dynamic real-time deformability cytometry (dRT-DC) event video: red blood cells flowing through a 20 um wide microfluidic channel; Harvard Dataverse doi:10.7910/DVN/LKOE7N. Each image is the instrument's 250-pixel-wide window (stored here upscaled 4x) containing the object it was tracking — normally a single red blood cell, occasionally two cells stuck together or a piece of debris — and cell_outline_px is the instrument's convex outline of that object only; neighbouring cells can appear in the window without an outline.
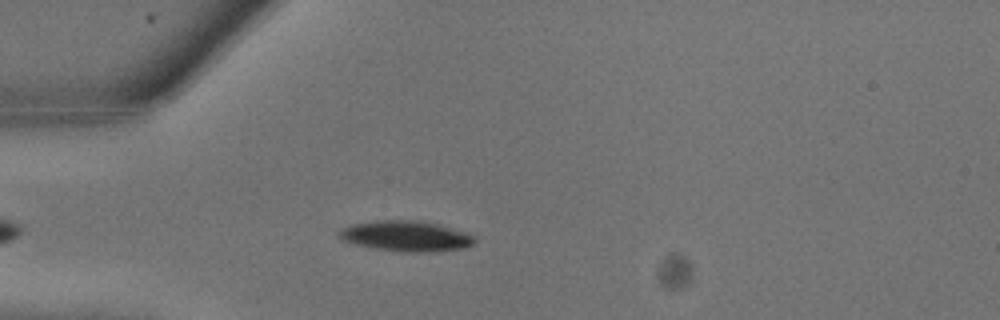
{"species": "common noctule bat (a hibernating species)", "species_latin": "Nyctalus noctula", "temperature_condition": "warm", "stored_images_in_passage": 5, "camera_frame_rate_fps": 3000, "um_per_image_px": 0.085, "animal": {"sex": "male", "body_mass_g": 13.3}, "frame": {"image": 1, "passage_image": 3, "time_ms": 0.667, "image_size_px": [1000, 320], "cell_outline_px": [[476, 240], [472, 244], [464, 248], [432, 252], [412, 252], [372, 248], [340, 240], [336, 236], [336, 232], [352, 224], [376, 220], [420, 220], [440, 224], [468, 232], [476, 236]], "centroid_in_image_um": [34.53, 20.05], "position_along_channel_um": 50.5, "area_um2": 24.45}}